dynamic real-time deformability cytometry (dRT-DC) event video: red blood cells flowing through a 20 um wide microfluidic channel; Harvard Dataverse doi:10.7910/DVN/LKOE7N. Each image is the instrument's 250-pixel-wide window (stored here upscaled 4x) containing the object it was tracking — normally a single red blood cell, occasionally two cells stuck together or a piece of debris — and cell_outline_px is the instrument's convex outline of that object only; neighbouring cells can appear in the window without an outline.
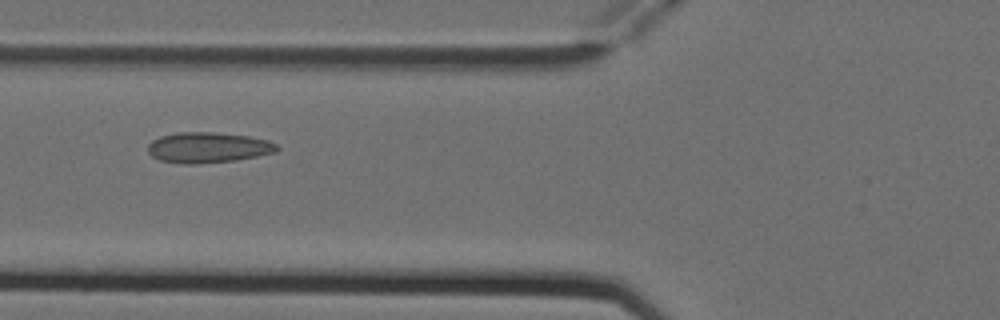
{"species": "Egyptian fruit bat (a non-hibernating species)", "species_latin": "Rousettus aegyptiacus", "temperature_condition": "cold", "stored_images_in_passage": 7, "camera_frame_rate_fps": 3000, "um_per_image_px": 0.085, "animal": {"sex": "female"}, "frame": {"image": 1, "passage_image": 5, "time_ms": 1.333, "image_size_px": [1000, 320], "cell_outline_px": [[280, 148], [276, 152], [236, 160], [196, 164], [184, 164], [160, 160], [152, 156], [148, 152], [148, 144], [152, 140], [160, 136], [176, 132], [212, 132], [248, 136], [268, 140], [276, 144]], "centroid_in_image_um": [17.67, 12.54], "position_along_channel_um": 108.1, "area_um2": 23.0}}
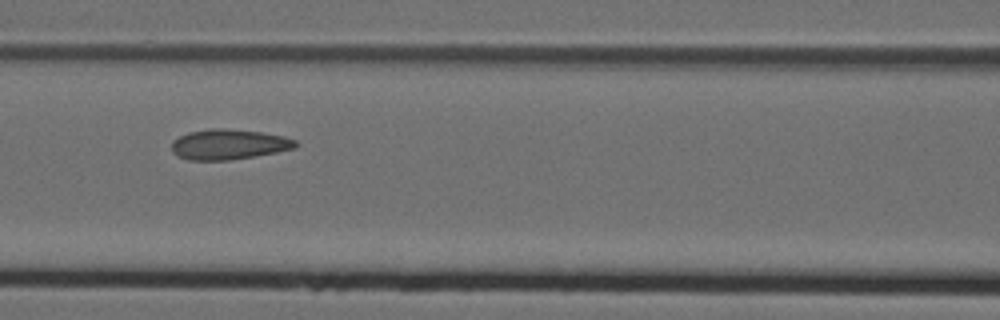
{"frame": {"image": 2, "passage_image": 6, "time_ms": 1.667, "image_size_px": [1000, 320], "cell_outline_px": [[300, 144], [296, 148], [256, 156], [232, 160], [188, 160], [176, 156], [172, 152], [172, 140], [188, 132], [208, 128], [224, 128], [260, 132], [284, 136], [296, 140]], "centroid_in_image_um": [19.44, 12.27], "position_along_channel_um": 147.2, "area_um2": 22.14}}
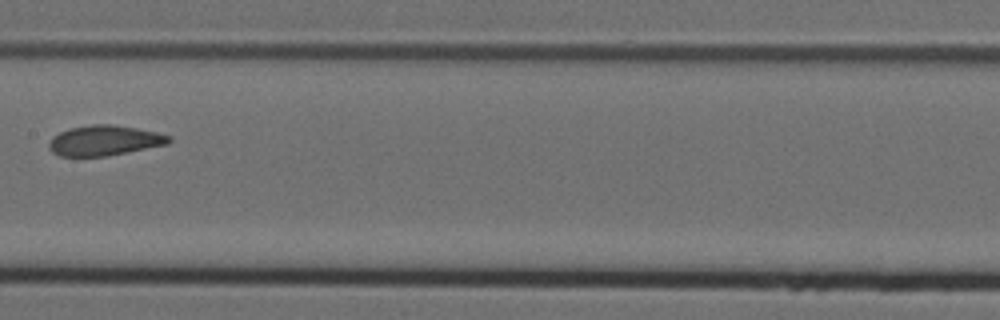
{"frame": {"image": 3, "passage_image": 7, "time_ms": 2.0, "image_size_px": [1000, 320], "cell_outline_px": [[172, 140], [168, 144], [104, 156], [60, 156], [52, 152], [48, 148], [48, 144], [52, 136], [68, 128], [92, 124], [108, 124], [136, 128], [156, 132], [172, 136]], "centroid_in_image_um": [8.85, 11.93], "position_along_channel_um": 198.6, "area_um2": 21.04}}